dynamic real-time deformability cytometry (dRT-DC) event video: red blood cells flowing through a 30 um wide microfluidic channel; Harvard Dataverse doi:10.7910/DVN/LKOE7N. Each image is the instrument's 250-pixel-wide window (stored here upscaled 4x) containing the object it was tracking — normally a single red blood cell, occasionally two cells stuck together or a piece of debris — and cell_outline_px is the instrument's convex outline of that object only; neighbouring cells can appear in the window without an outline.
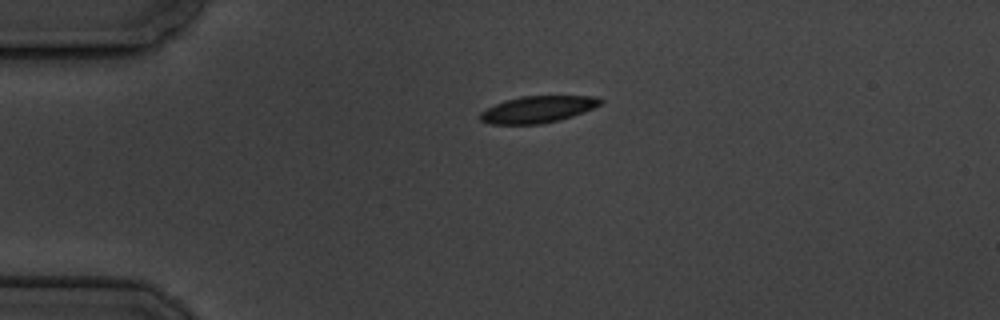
{"species": "common noctule bat (a hibernating species)", "species_latin": "Nyctalus noctula", "temperature_condition": "cold", "stored_images_in_passage": 2, "camera_frame_rate_fps": 3000, "um_per_image_px": 0.085, "animal": {"sex": "male", "body_mass_g": 19.5, "forearm_length_mm": 54.6}, "frame": {"image": 1, "passage_image": 1, "time_ms": 0.0, "image_size_px": [1000, 320], "cell_outline_px": [[604, 100], [600, 104], [584, 112], [560, 120], [540, 124], [488, 124], [480, 120], [480, 112], [504, 100], [520, 96], [596, 96]], "centroid_in_image_um": [45.7, 9.29], "position_along_channel_um": 39.3, "area_um2": 18.73}}